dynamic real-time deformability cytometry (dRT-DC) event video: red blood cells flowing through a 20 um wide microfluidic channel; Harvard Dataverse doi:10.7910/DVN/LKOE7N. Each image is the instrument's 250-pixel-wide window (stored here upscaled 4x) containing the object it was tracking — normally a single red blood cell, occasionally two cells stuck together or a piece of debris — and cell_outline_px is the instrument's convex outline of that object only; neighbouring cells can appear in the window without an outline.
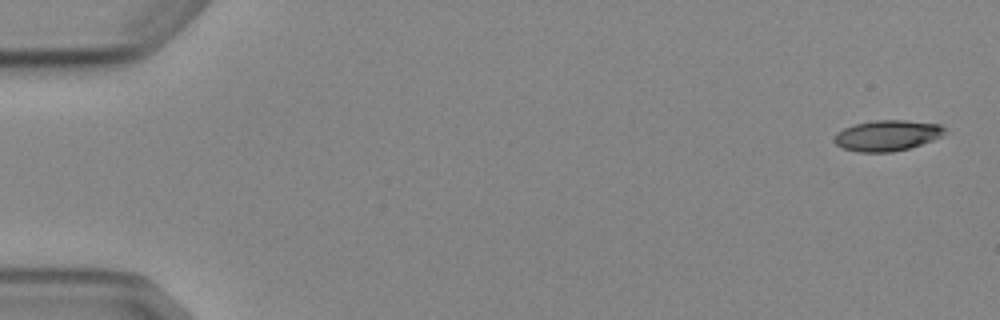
{"species": "Egyptian fruit bat (a non-hibernating species)", "species_latin": "Rousettus aegyptiacus", "temperature_condition": "cold", "stored_images_in_passage": 5, "camera_frame_rate_fps": 3000, "um_per_image_px": 0.085, "animal": {"sex": "female"}, "frame": {"image": 1, "passage_image": 1, "time_ms": 0.0, "image_size_px": [1000, 320], "cell_outline_px": [[948, 128], [940, 136], [932, 140], [908, 148], [892, 152], [860, 152], [844, 148], [836, 144], [832, 140], [836, 132], [844, 128], [856, 124], [876, 120], [904, 120], [940, 124]], "centroid_in_image_um": [75.4, 11.51], "position_along_channel_um": 9.6, "area_um2": 19.65}}
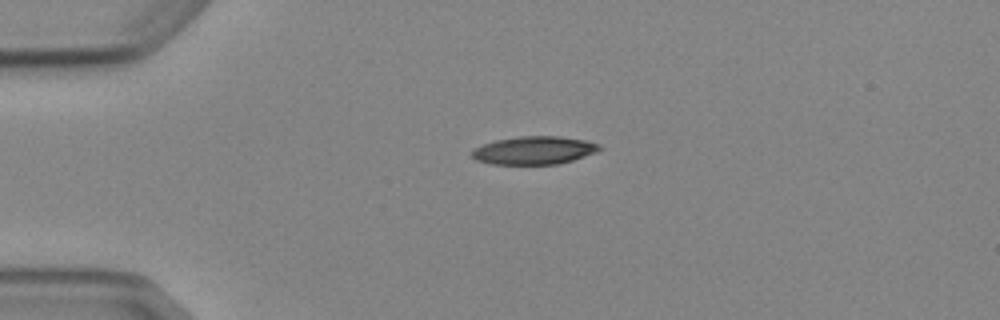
{"frame": {"image": 2, "passage_image": 4, "time_ms": 3.667, "image_size_px": [1000, 320], "cell_outline_px": [[604, 148], [596, 152], [560, 164], [492, 164], [476, 160], [472, 156], [472, 152], [476, 148], [484, 144], [496, 140], [520, 136], [560, 136], [584, 140], [600, 144]], "centroid_in_image_um": [45.44, 12.78], "position_along_channel_um": 39.6, "area_um2": 20.75}}